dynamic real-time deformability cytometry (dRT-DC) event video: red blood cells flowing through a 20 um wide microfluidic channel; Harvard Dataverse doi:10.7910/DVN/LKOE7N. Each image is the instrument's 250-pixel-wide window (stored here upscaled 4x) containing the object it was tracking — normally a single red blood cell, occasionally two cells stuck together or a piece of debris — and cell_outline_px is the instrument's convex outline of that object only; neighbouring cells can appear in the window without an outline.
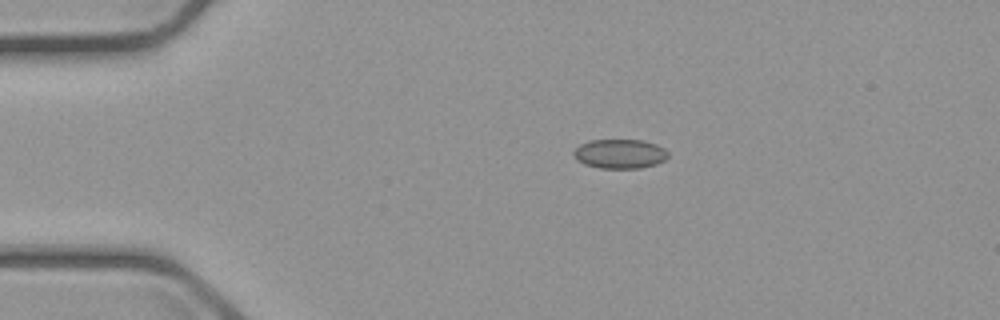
{"species": "common noctule bat (a hibernating species)", "species_latin": "Nyctalus noctula", "temperature_condition": "cold", "stored_images_in_passage": 7, "camera_frame_rate_fps": 3000, "um_per_image_px": 0.085, "animal": {"sex": "male", "body_mass_g": 23.1, "forearm_length_mm": 52.7}, "frame": {"image": 1, "passage_image": 2, "time_ms": 2.0, "image_size_px": [1000, 320], "cell_outline_px": [[668, 156], [664, 160], [656, 164], [640, 168], [600, 168], [584, 164], [576, 160], [572, 152], [580, 144], [588, 140], [644, 140], [656, 144], [664, 148], [668, 152]], "centroid_in_image_um": [52.67, 13.07], "position_along_channel_um": 32.3, "area_um2": 16.24}}
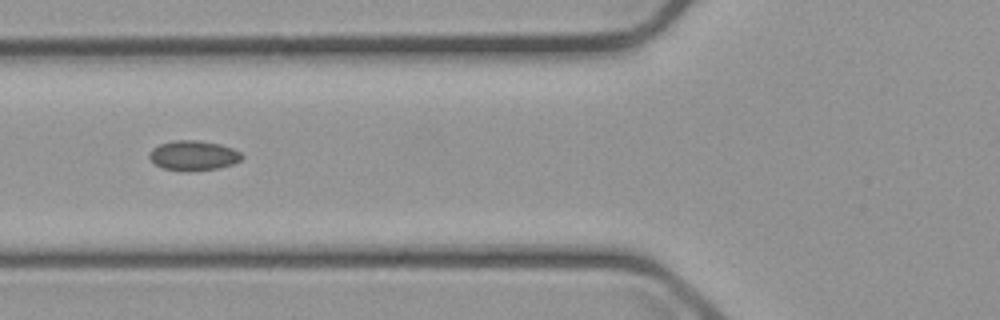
{"frame": {"image": 2, "passage_image": 5, "time_ms": 5.333, "image_size_px": [1000, 320], "cell_outline_px": [[244, 156], [240, 160], [232, 164], [220, 168], [164, 168], [156, 164], [148, 156], [148, 152], [152, 148], [160, 144], [176, 140], [196, 140], [220, 144], [232, 148], [240, 152]], "centroid_in_image_um": [16.46, 13.16], "position_along_channel_um": 109.3, "area_um2": 15.32}}
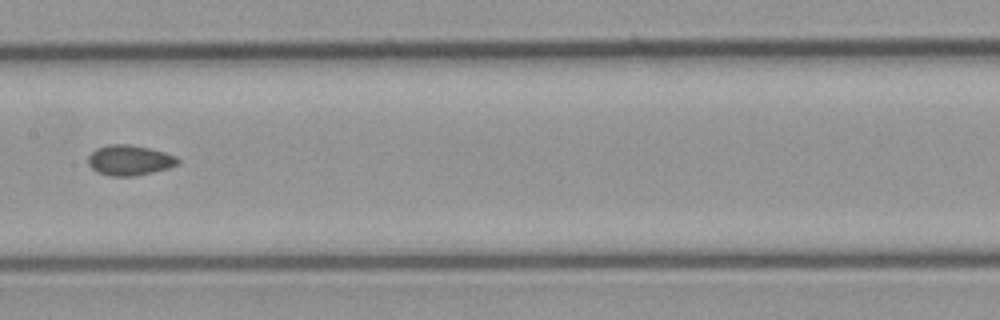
{"frame": {"image": 3, "passage_image": 7, "time_ms": 7.667, "image_size_px": [1000, 320], "cell_outline_px": [[180, 164], [168, 168], [152, 172], [132, 176], [112, 176], [100, 172], [92, 168], [88, 164], [88, 156], [96, 148], [108, 144], [128, 144], [148, 148], [164, 152], [176, 156], [180, 160]], "centroid_in_image_um": [11.03, 13.61], "position_along_channel_um": 196.4, "area_um2": 15.72}}